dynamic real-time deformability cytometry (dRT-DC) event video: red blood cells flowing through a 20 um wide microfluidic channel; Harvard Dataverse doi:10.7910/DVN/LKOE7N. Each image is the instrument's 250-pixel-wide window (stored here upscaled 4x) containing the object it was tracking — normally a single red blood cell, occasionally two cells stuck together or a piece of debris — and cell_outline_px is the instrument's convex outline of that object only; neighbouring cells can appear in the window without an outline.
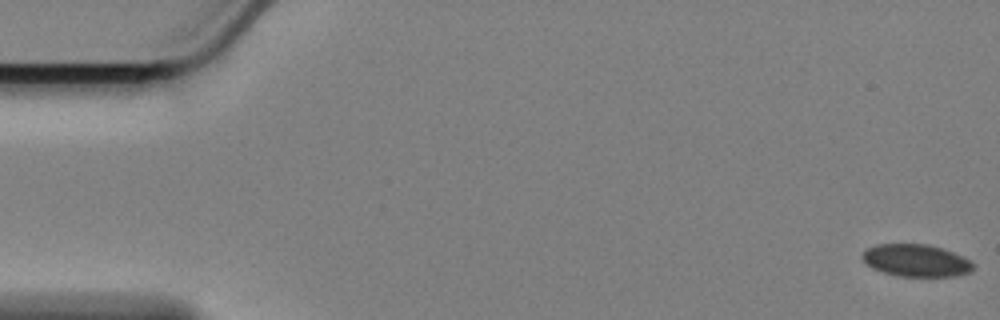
{"species": "Egyptian fruit bat (a non-hibernating species)", "species_latin": "Rousettus aegyptiacus", "temperature_condition": "cold", "stored_images_in_passage": 59, "camera_frame_rate_fps": 3000, "um_per_image_px": 0.085, "animal": {"sex": "female"}, "frame": {"image": 1, "passage_image": 1, "time_ms": 0.0, "image_size_px": [1000, 320], "cell_outline_px": [[976, 264], [972, 272], [956, 276], [900, 276], [884, 272], [872, 268], [860, 256], [868, 248], [876, 244], [928, 244], [964, 256], [972, 260]], "centroid_in_image_um": [77.93, 22.14], "position_along_channel_um": 7.1, "area_um2": 20.92}}
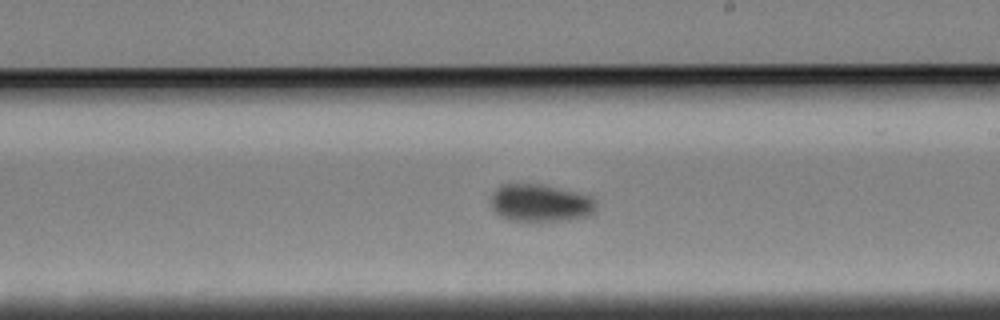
{"frame": {"image": 2, "passage_image": 34, "time_ms": 11.0, "image_size_px": [1000, 320], "cell_outline_px": [[596, 212], [588, 216], [560, 220], [512, 220], [500, 216], [492, 208], [492, 196], [496, 188], [500, 184], [544, 184], [592, 196], [596, 200]], "centroid_in_image_um": [45.97, 17.23], "position_along_channel_um": 243.0, "area_um2": 22.89}}
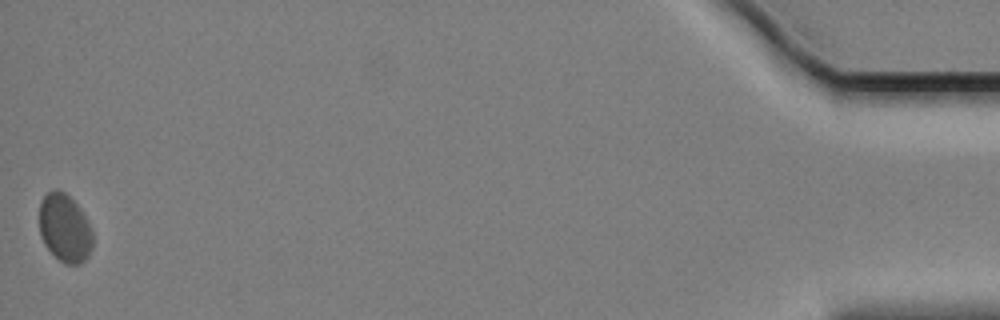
{"frame": {"image": 3, "passage_image": 59, "time_ms": 19.333, "image_size_px": [1000, 320], "cell_outline_px": [[92, 248], [88, 256], [80, 264], [64, 264], [44, 244], [40, 236], [40, 200], [52, 188], [56, 188], [64, 192], [76, 204], [84, 216], [92, 232]], "centroid_in_image_um": [5.48, 19.38], "position_along_channel_um": 429.7, "area_um2": 20.98}}